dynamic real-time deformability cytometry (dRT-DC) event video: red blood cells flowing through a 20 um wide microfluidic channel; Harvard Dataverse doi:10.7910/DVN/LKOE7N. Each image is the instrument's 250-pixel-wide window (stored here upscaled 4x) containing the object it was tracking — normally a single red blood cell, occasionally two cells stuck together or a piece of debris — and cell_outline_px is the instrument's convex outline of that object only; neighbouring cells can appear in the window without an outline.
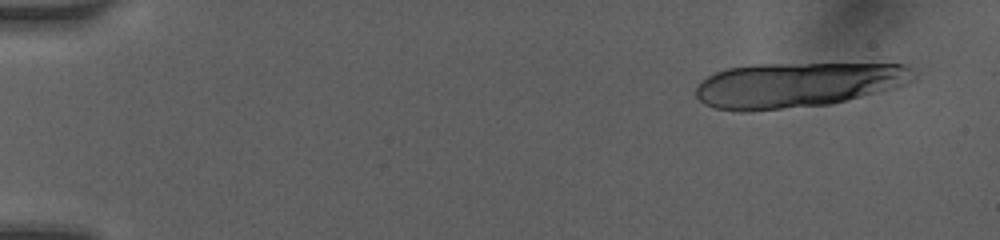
{"species": "human", "species_latin": "Homo sapiens", "temperature_condition": "room temperature", "stored_images_in_passage": 29, "segment_of_instrument_passage": [1, 2], "camera_frame_rate_fps": 3000, "um_per_image_px": 0.085, "donor": {"sex": "female"}, "frame": {"image": 1, "passage_image": 1, "time_ms": 0.0, "image_size_px": [1000, 240], "cell_outline_px": [[916, 76], [904, 84], [832, 104], [752, 112], [740, 112], [716, 108], [704, 104], [696, 96], [696, 84], [700, 80], [716, 72], [728, 68], [752, 64], [900, 64], [908, 68]], "centroid_in_image_um": [67.65, 7.22], "position_along_channel_um": 17.4, "area_um2": 56.93}}